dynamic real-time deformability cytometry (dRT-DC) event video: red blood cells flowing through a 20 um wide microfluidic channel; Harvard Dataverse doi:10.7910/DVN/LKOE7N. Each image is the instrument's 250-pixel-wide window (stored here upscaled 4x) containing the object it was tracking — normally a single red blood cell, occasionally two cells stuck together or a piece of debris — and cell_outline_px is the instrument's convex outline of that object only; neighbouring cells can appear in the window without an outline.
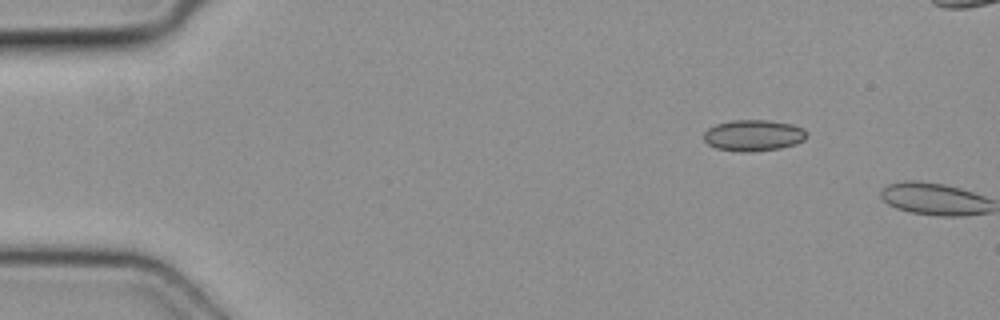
{"species": "common noctule bat (a hibernating species)", "species_latin": "Nyctalus noctula", "temperature_condition": "cold", "stored_images_in_passage": 2, "camera_frame_rate_fps": 3000, "um_per_image_px": 0.085, "animal": {"sex": "female", "body_mass_g": 19.3, "forearm_length_mm": 54.1}, "frame": {"image": 1, "passage_image": 1, "time_ms": 0.0, "image_size_px": [1000, 320], "cell_outline_px": [[808, 136], [804, 140], [796, 144], [780, 148], [748, 152], [716, 148], [708, 144], [704, 140], [704, 132], [708, 128], [716, 124], [732, 120], [768, 120], [792, 124], [804, 128], [808, 132]], "centroid_in_image_um": [64.08, 11.5], "position_along_channel_um": 20.9, "area_um2": 18.79}}